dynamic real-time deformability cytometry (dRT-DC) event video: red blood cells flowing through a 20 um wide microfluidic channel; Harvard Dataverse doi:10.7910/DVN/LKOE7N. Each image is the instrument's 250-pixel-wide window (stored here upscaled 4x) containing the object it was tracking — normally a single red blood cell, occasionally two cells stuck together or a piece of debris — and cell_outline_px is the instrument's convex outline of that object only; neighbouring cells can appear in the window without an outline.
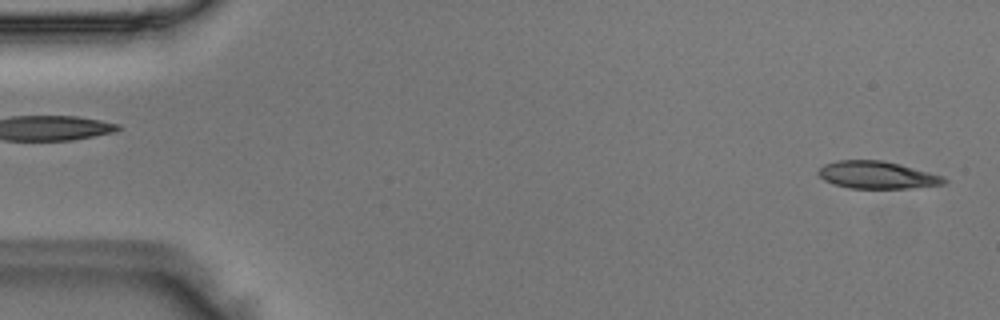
{"species": "Egyptian fruit bat (a non-hibernating species)", "species_latin": "Rousettus aegyptiacus", "temperature_condition": "room temperature", "stored_images_in_passage": 49, "camera_frame_rate_fps": 3000, "um_per_image_px": 0.085, "animal": {"sex": "male"}, "frame": {"image": 1, "passage_image": 1, "time_ms": 0.0, "image_size_px": [1000, 320], "cell_outline_px": [[948, 180], [944, 184], [908, 188], [848, 188], [832, 184], [824, 180], [816, 172], [824, 164], [836, 160], [884, 160], [900, 164], [944, 176]], "centroid_in_image_um": [74.53, 14.87], "position_along_channel_um": 10.5, "area_um2": 20.17}}
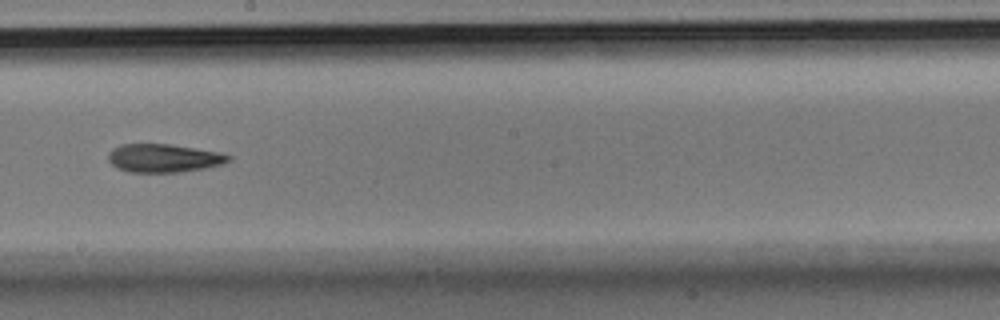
{"frame": {"image": 2, "passage_image": 27, "time_ms": 8.667, "image_size_px": [1000, 320], "cell_outline_px": [[232, 160], [220, 164], [204, 168], [180, 172], [128, 172], [116, 168], [108, 160], [108, 152], [112, 148], [120, 144], [172, 144], [220, 152], [232, 156]], "centroid_in_image_um": [13.89, 13.43], "position_along_channel_um": 234.3, "area_um2": 20.0}}
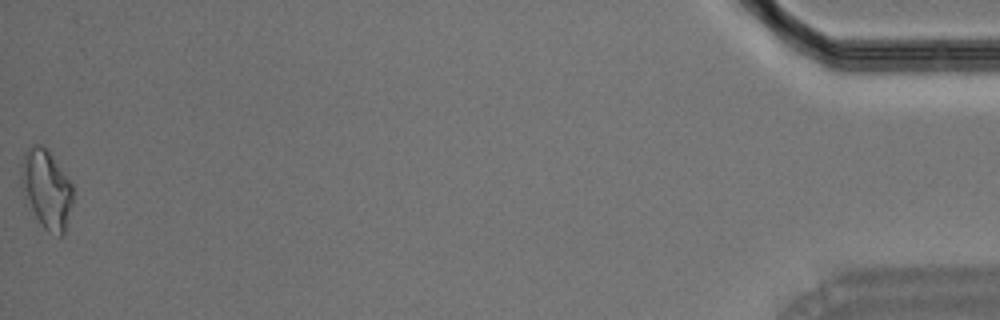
{"frame": {"image": 3, "passage_image": 49, "time_ms": 16.0, "image_size_px": [1000, 320], "cell_outline_px": [[72, 204], [64, 236], [60, 236], [48, 232], [40, 224], [24, 204], [20, 184], [20, 164], [24, 152], [32, 144], [40, 144], [48, 148], [72, 184]], "centroid_in_image_um": [3.89, 16.08], "position_along_channel_um": 431.3, "area_um2": 24.68}}